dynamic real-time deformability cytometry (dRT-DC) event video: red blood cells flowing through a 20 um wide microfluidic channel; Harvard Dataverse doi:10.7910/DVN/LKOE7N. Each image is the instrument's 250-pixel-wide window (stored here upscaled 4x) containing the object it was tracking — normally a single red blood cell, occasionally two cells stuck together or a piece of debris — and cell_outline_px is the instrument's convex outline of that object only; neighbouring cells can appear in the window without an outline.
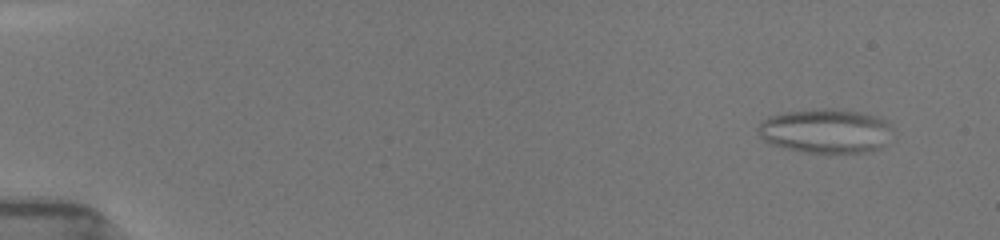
{"species": "common noctule bat (a hibernating species)", "species_latin": "Nyctalus noctula", "temperature_condition": "room temperature", "stored_images_in_passage": 25, "camera_frame_rate_fps": 3000, "um_per_image_px": 0.085, "animal": {"sex": "female", "body_mass_g": 19.5, "forearm_length_mm": 54.1}, "frame": {"image": 1, "passage_image": 3, "time_ms": 1.333, "image_size_px": [1000, 240], "cell_outline_px": [[884, 124], [880, 148], [864, 152], [808, 152], [776, 144], [764, 140], [760, 136], [760, 124], [764, 120], [772, 116], [784, 112], [824, 108], [832, 108], [860, 112], [876, 116]], "centroid_in_image_um": [70.05, 11.1], "position_along_channel_um": 14.9, "area_um2": 32.66}}
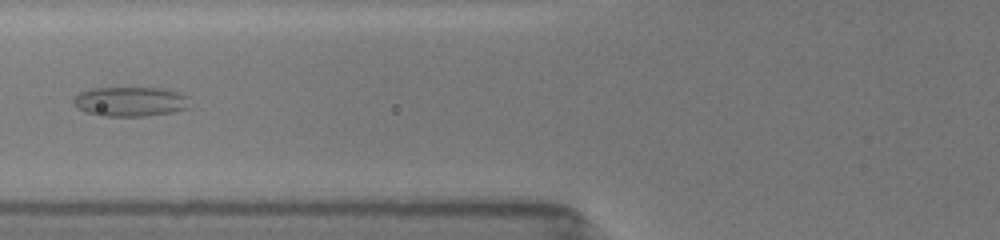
{"frame": {"image": 2, "passage_image": 15, "time_ms": 7.667, "image_size_px": [1000, 240], "cell_outline_px": [[192, 108], [172, 112], [144, 116], [104, 116], [88, 112], [76, 108], [72, 104], [72, 100], [80, 92], [92, 88], [164, 88], [180, 92], [192, 96]], "centroid_in_image_um": [11.19, 8.63], "position_along_channel_um": 114.6, "area_um2": 20.58}}
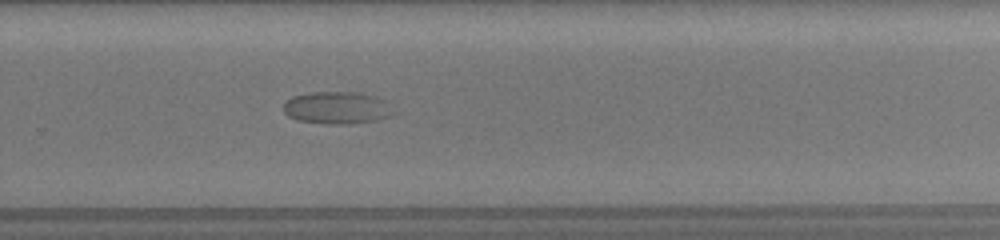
{"frame": {"image": 3, "passage_image": 25, "time_ms": 12.667, "image_size_px": [1000, 240], "cell_outline_px": [[396, 112], [388, 116], [376, 120], [348, 124], [332, 124], [300, 120], [288, 116], [284, 112], [284, 104], [292, 96], [312, 92], [360, 92], [376, 96], [384, 100]], "centroid_in_image_um": [28.67, 9.15], "position_along_channel_um": 301.1, "area_um2": 20.58}}